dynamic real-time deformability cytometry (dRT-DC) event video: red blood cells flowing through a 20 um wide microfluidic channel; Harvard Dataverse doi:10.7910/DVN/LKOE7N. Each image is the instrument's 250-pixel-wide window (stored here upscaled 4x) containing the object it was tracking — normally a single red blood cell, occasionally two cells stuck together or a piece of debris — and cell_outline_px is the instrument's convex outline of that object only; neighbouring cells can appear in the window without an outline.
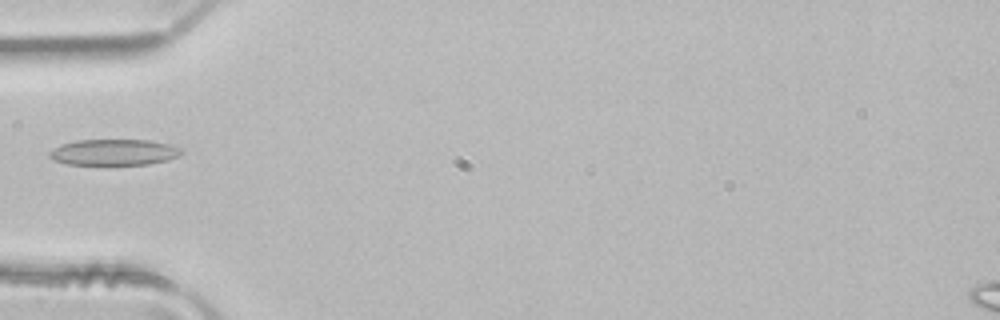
{"species": "common noctule bat (a hibernating species)", "species_latin": "Nyctalus noctula", "temperature_condition": "room temperature", "stored_images_in_passage": 3, "camera_frame_rate_fps": 3000, "um_per_image_px": 0.085, "animal": {"sex": "male", "body_mass_g": 21.5, "forearm_length_mm": 52.0}, "frame": {"image": 1, "passage_image": 3, "time_ms": 0.667, "image_size_px": [1000, 320], "cell_outline_px": [[184, 152], [168, 160], [148, 164], [68, 164], [52, 160], [48, 156], [48, 152], [64, 144], [76, 140], [152, 140], [184, 148]], "centroid_in_image_um": [9.72, 12.93], "position_along_channel_um": 75.3, "area_um2": 19.94}}